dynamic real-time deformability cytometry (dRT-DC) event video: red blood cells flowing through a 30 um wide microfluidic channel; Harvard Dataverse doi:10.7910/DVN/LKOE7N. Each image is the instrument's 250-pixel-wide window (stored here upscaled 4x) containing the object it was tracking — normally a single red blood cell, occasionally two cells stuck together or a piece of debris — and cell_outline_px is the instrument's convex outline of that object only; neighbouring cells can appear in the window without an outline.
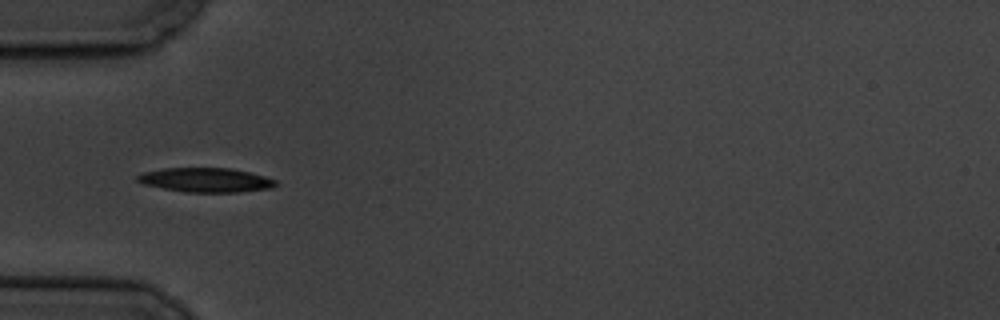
{"species": "common noctule bat (a hibernating species)", "species_latin": "Nyctalus noctula", "temperature_condition": "cold", "stored_images_in_passage": 8, "camera_frame_rate_fps": 3000, "um_per_image_px": 0.085, "animal": {"sex": "male", "body_mass_g": 19.5, "forearm_length_mm": 54.6}, "frame": {"image": 1, "passage_image": 5, "time_ms": 4.667, "image_size_px": [1000, 320], "cell_outline_px": [[280, 184], [272, 188], [240, 192], [184, 192], [144, 184], [136, 180], [136, 176], [144, 172], [164, 168], [232, 168], [264, 176], [276, 180]], "centroid_in_image_um": [17.53, 15.3], "position_along_channel_um": 67.5, "area_um2": 19.59}}
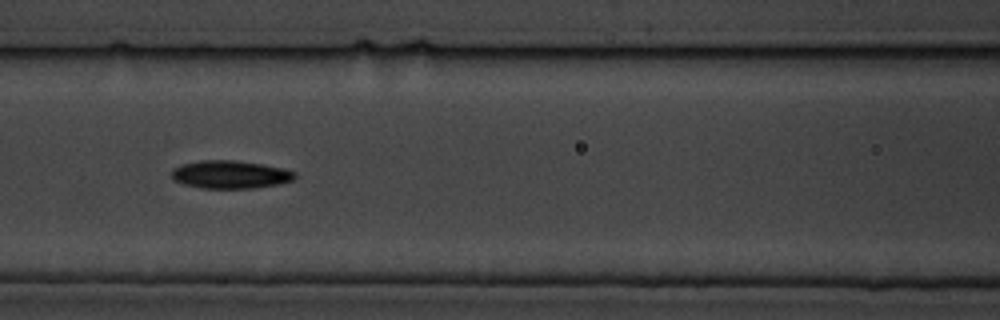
{"frame": {"image": 2, "passage_image": 7, "time_ms": 7.0, "image_size_px": [1000, 320], "cell_outline_px": [[296, 176], [292, 180], [280, 184], [252, 188], [200, 188], [184, 184], [172, 180], [172, 172], [176, 168], [184, 164], [200, 160], [236, 160], [284, 168], [296, 172]], "centroid_in_image_um": [19.6, 14.84], "position_along_channel_um": 147.0, "area_um2": 20.0}}
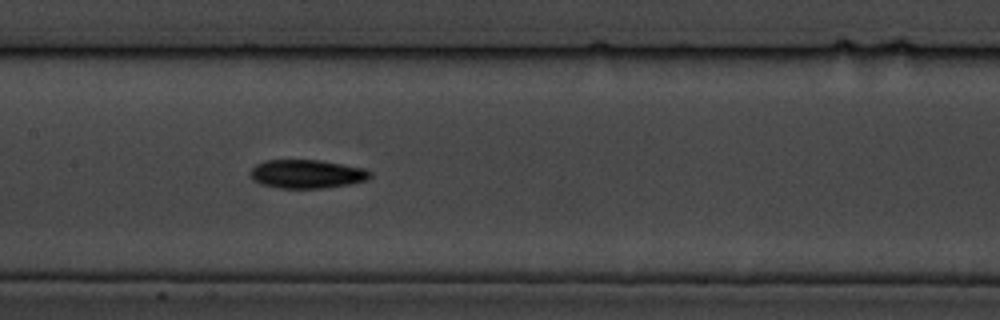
{"frame": {"image": 3, "passage_image": 8, "time_ms": 8.0, "image_size_px": [1000, 320], "cell_outline_px": [[372, 176], [368, 180], [348, 184], [324, 188], [280, 188], [260, 184], [252, 180], [248, 172], [256, 164], [264, 160], [320, 160], [364, 168], [372, 172]], "centroid_in_image_um": [26.06, 14.79], "position_along_channel_um": 181.3, "area_um2": 20.17}}